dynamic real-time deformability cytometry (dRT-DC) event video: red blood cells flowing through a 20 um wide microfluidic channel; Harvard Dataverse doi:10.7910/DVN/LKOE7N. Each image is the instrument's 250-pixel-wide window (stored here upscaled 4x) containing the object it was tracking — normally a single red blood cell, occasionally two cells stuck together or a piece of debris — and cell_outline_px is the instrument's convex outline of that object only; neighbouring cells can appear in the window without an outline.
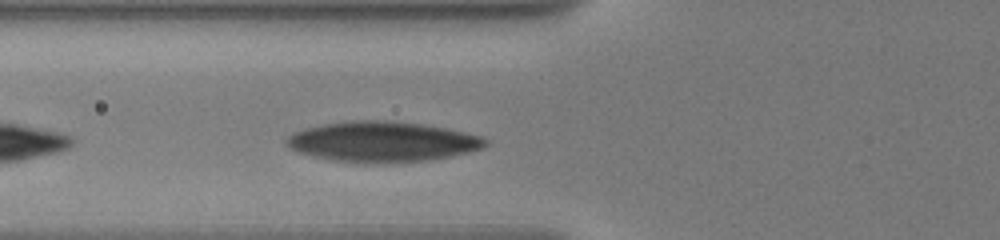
{"species": "human", "species_latin": "Homo sapiens", "temperature_condition": "warm", "stored_images_in_passage": 16, "camera_frame_rate_fps": 3000, "um_per_image_px": 0.085, "donor": {"sex": "male"}, "frame": {"image": 1, "passage_image": 6, "time_ms": 2.667, "image_size_px": [1000, 240], "cell_outline_px": [[488, 144], [480, 148], [468, 152], [428, 160], [368, 164], [332, 160], [312, 156], [300, 152], [284, 144], [284, 140], [292, 132], [324, 124], [352, 120], [376, 120], [420, 124], [444, 128], [480, 136], [488, 140]], "centroid_in_image_um": [32.44, 12.05], "position_along_channel_um": 93.4, "area_um2": 46.3}}
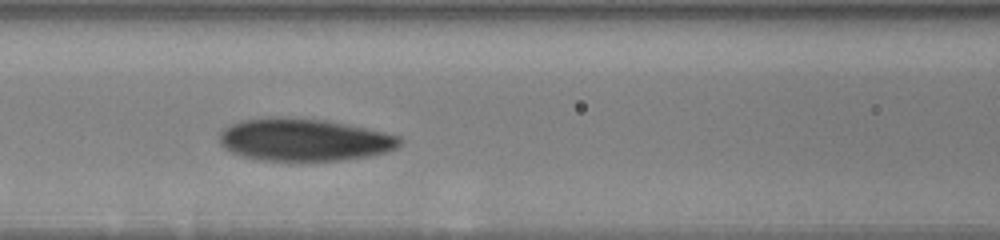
{"frame": {"image": 2, "passage_image": 11, "time_ms": 4.0, "image_size_px": [1000, 240], "cell_outline_px": [[404, 140], [396, 148], [384, 152], [368, 156], [340, 160], [300, 164], [260, 160], [244, 156], [232, 152], [224, 148], [220, 144], [220, 132], [224, 128], [240, 120], [268, 116], [284, 116], [324, 120], [384, 132], [400, 136]], "centroid_in_image_um": [25.81, 11.91], "position_along_channel_um": 140.8, "area_um2": 45.66}}